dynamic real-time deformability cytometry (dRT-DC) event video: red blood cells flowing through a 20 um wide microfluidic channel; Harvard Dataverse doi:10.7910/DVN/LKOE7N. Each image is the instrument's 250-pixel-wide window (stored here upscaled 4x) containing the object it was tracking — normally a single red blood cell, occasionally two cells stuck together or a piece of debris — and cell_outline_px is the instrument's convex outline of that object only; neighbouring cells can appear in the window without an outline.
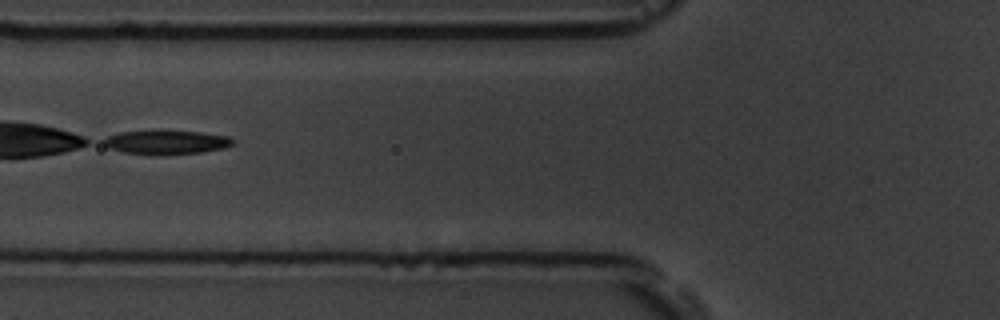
{"species": "common noctule bat (a hibernating species)", "species_latin": "Nyctalus noctula", "temperature_condition": "room temperature", "stored_images_in_passage": 40, "camera_frame_rate_fps": 3000, "um_per_image_px": 0.085, "animal": {"sex": "male", "body_mass_g": 19.5, "forearm_length_mm": 54.6}, "frame": {"image": 1, "passage_image": 7, "time_ms": 2.0, "image_size_px": [1000, 320], "cell_outline_px": [[236, 140], [232, 144], [224, 148], [200, 152], [124, 152], [108, 148], [100, 144], [100, 140], [108, 136], [120, 132], [156, 128], [200, 132], [228, 136]], "centroid_in_image_um": [14.08, 12.0], "position_along_channel_um": 111.7, "area_um2": 17.98}, "authors_computed_cell_mechanics": {"area_um2": 19.3052, "velocity_mm_per_s": 3.663, "shape_relaxation_time_tau1_ms": 1.7198, "shape_relaxation_time_tau2_ms": null, "deformation_change_tau1": 0.2311, "deformation_change_tau2": null}}